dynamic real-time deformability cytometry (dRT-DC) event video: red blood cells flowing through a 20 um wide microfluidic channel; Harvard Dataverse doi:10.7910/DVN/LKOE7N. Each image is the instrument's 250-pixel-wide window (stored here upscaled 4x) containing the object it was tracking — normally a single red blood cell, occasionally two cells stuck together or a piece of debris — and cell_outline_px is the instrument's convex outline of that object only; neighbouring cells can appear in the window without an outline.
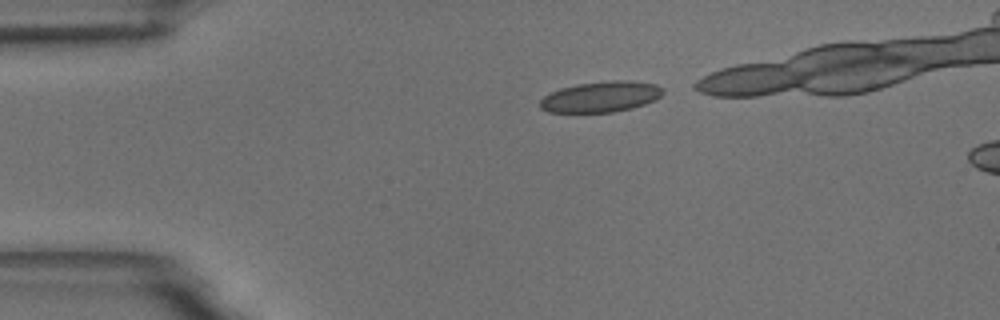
{"species": "common noctule bat (a hibernating species)", "species_latin": "Nyctalus noctula", "temperature_condition": "room temperature", "stored_images_in_passage": 34, "camera_frame_rate_fps": 3000, "um_per_image_px": 0.085, "animal": {"sex": "male", "body_mass_g": 18.8}, "frame": {"image": 1, "passage_image": 1, "time_ms": 0.0, "image_size_px": [1000, 320], "cell_outline_px": [[664, 92], [656, 100], [632, 108], [612, 112], [548, 112], [540, 108], [540, 100], [544, 96], [560, 88], [576, 84], [612, 80], [628, 80], [656, 84], [664, 88]], "centroid_in_image_um": [51.09, 8.22], "position_along_channel_um": 33.9, "area_um2": 22.08}}
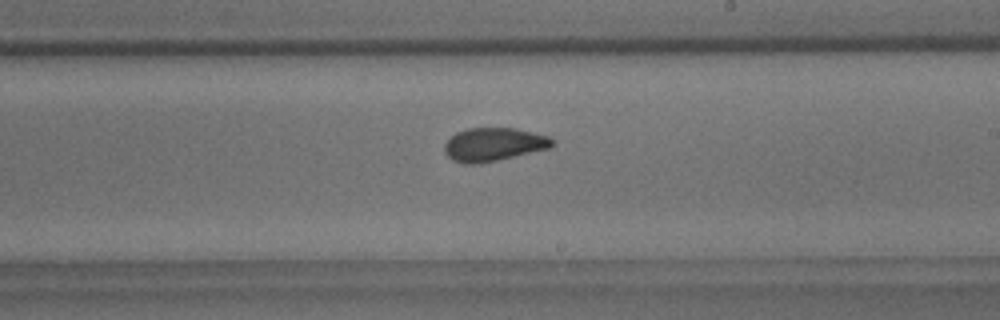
{"frame": {"image": 2, "passage_image": 22, "time_ms": 7.0, "image_size_px": [1000, 320], "cell_outline_px": [[556, 144], [548, 148], [496, 160], [476, 164], [464, 164], [452, 160], [444, 152], [444, 144], [456, 132], [468, 128], [516, 128], [548, 136], [556, 140]], "centroid_in_image_um": [41.95, 12.27], "position_along_channel_um": 247.0, "area_um2": 20.87}}
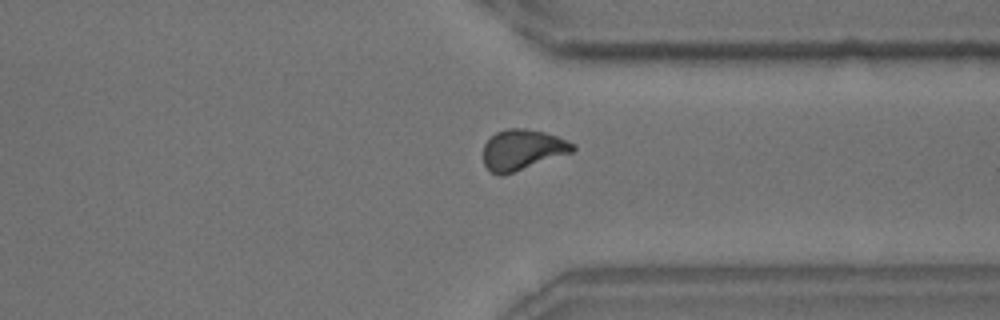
{"frame": {"image": 3, "passage_image": 32, "time_ms": 10.333, "image_size_px": [1000, 320], "cell_outline_px": [[576, 148], [572, 152], [504, 176], [496, 176], [484, 164], [484, 144], [496, 132], [504, 128], [524, 128], [544, 132], [556, 136], [576, 144]], "centroid_in_image_um": [44.4, 12.74], "position_along_channel_um": 367.0, "area_um2": 21.21}}